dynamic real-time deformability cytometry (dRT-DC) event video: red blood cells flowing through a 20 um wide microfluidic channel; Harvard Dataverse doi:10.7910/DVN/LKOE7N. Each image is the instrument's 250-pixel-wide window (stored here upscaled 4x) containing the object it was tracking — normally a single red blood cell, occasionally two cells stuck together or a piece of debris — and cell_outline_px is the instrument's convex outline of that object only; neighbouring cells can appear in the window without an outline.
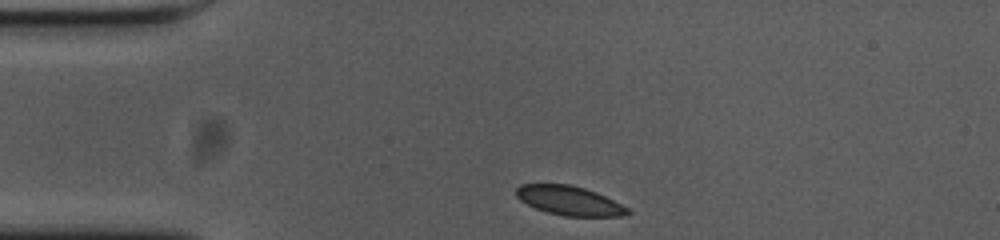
{"species": "common noctule bat (a hibernating species)", "species_latin": "Nyctalus noctula", "temperature_condition": "cold", "stored_images_in_passage": 35, "camera_frame_rate_fps": 3000, "um_per_image_px": 0.085, "animal": {"sex": "female", "body_mass_g": 23.0, "forearm_length_mm": 53.4}, "frame": {"image": 1, "passage_image": 1, "time_ms": 0.0, "image_size_px": [1000, 240], "cell_outline_px": [[632, 212], [624, 216], [564, 216], [548, 212], [536, 208], [520, 200], [516, 196], [516, 188], [520, 184], [568, 184], [584, 188], [596, 192], [628, 208]], "centroid_in_image_um": [48.39, 17.05], "position_along_channel_um": 36.6, "area_um2": 18.79}}
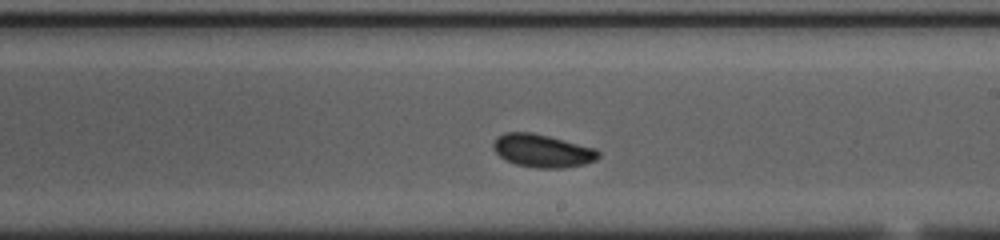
{"frame": {"image": 2, "passage_image": 21, "time_ms": 6.667, "image_size_px": [1000, 240], "cell_outline_px": [[600, 156], [596, 160], [584, 164], [564, 168], [536, 168], [516, 164], [504, 160], [492, 148], [492, 144], [504, 132], [532, 132], [596, 148], [600, 152]], "centroid_in_image_um": [46.12, 12.82], "position_along_channel_um": 242.9, "area_um2": 20.23}}
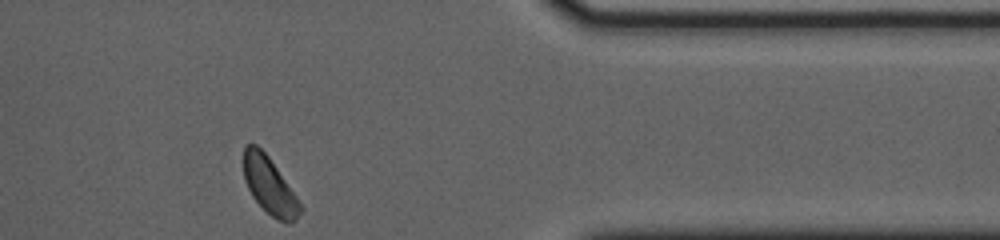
{"frame": {"image": 3, "passage_image": 35, "time_ms": 11.333, "image_size_px": [1000, 240], "cell_outline_px": [[304, 208], [296, 220], [292, 224], [284, 224], [276, 220], [252, 196], [244, 180], [244, 148], [248, 144], [256, 144], [268, 156], [296, 196]], "centroid_in_image_um": [22.94, 15.84], "position_along_channel_um": 388.5, "area_um2": 18.67}}